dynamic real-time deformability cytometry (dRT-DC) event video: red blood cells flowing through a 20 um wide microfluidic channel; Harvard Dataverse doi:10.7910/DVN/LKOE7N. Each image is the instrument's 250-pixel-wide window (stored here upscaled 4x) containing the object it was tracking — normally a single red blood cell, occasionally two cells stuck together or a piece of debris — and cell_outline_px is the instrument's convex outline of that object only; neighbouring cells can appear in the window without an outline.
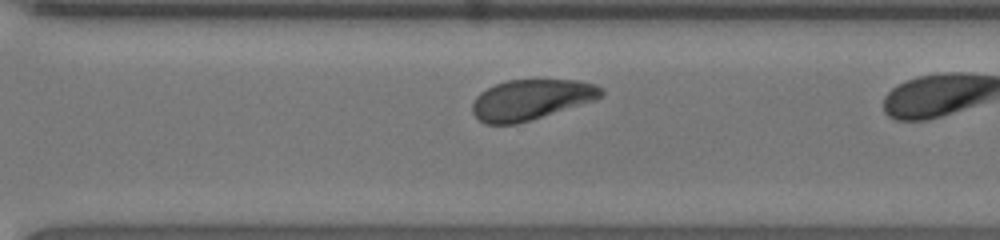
{"species": "human", "species_latin": "Homo sapiens", "temperature_condition": "room temperature", "stored_images_in_passage": 26, "camera_frame_rate_fps": 3000, "um_per_image_px": 0.085, "donor": {"sex": "female"}, "frame": {"image": 1, "passage_image": 22, "time_ms": 7.0, "image_size_px": [1000, 240], "cell_outline_px": [[604, 92], [596, 100], [516, 124], [484, 124], [472, 112], [472, 104], [476, 96], [480, 92], [496, 84], [508, 80], [576, 80], [596, 84], [604, 88]], "centroid_in_image_um": [45.15, 8.46], "position_along_channel_um": 325.5, "area_um2": 30.17}}